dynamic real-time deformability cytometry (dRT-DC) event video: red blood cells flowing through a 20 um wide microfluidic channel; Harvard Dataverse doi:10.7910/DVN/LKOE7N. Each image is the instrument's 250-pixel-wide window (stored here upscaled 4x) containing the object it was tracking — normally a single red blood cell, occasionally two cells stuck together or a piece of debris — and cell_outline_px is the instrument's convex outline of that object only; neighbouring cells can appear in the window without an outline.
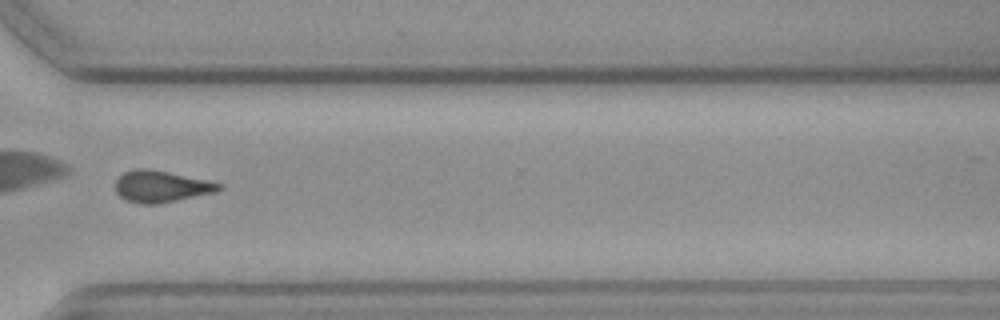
{"species": "common noctule bat (a hibernating species)", "species_latin": "Nyctalus noctula", "temperature_condition": "cold", "stored_images_in_passage": 37, "camera_frame_rate_fps": 3000, "um_per_image_px": 0.085, "animal": {"sex": "female", "body_mass_g": 19.3, "forearm_length_mm": 54.1}, "frame": {"image": 1, "passage_image": 26, "time_ms": 8.333, "image_size_px": [1000, 320], "cell_outline_px": [[224, 188], [216, 192], [160, 204], [140, 204], [128, 200], [120, 196], [116, 192], [116, 180], [124, 172], [136, 168], [148, 168], [208, 180], [224, 184]], "centroid_in_image_um": [13.74, 15.85], "position_along_channel_um": 356.9, "area_um2": 19.19}, "authors_computed_cell_mechanics": {"area_um2": 19.3052, "velocity_mm_per_s": 3.604, "shape_relaxation_time_tau1_ms": 6.7957, "shape_relaxation_time_tau2_ms": 7.5605, "deformation_change_tau1": 0.1125, "deformation_change_tau2": 0.1244}}